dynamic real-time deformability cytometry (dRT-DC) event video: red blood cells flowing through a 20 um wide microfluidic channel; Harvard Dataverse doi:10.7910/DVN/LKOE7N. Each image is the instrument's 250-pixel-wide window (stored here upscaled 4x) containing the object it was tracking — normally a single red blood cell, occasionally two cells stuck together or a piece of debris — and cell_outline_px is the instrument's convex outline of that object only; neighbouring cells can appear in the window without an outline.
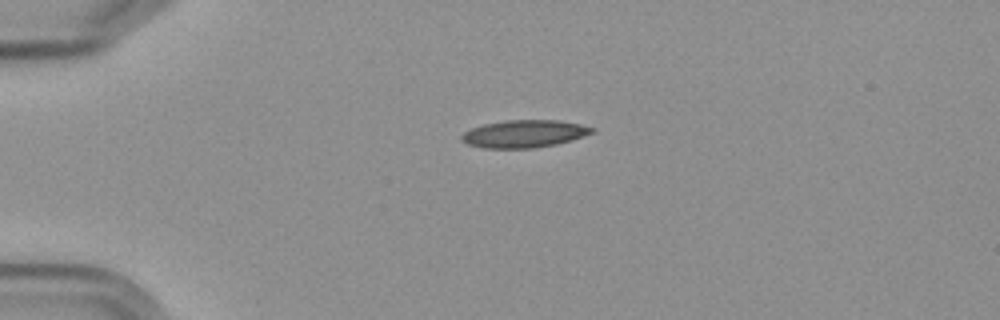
{"species": "Egyptian fruit bat (a non-hibernating species)", "species_latin": "Rousettus aegyptiacus", "temperature_condition": "cold", "stored_images_in_passage": 2, "camera_frame_rate_fps": 3000, "um_per_image_px": 0.085, "frame": {"image": 1, "passage_image": 1, "time_ms": 0.0, "image_size_px": [1000, 320], "cell_outline_px": [[596, 132], [556, 144], [532, 148], [484, 148], [468, 144], [460, 140], [460, 136], [464, 132], [472, 128], [484, 124], [504, 120], [556, 120], [580, 124], [596, 128]], "centroid_in_image_um": [44.55, 11.37], "position_along_channel_um": 40.4, "area_um2": 20.87}}